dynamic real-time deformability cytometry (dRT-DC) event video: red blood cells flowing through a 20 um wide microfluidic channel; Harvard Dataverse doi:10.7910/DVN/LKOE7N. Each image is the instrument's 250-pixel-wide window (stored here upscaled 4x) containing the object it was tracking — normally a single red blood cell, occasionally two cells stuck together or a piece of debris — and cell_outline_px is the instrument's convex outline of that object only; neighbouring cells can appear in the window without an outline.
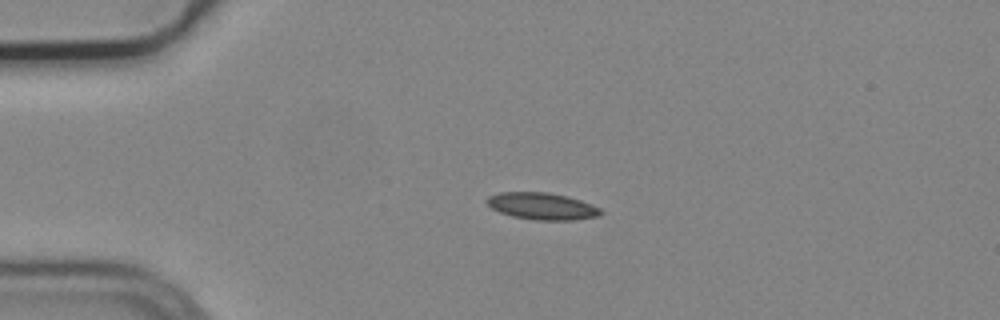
{"species": "common noctule bat (a hibernating species)", "species_latin": "Nyctalus noctula", "temperature_condition": "cold", "stored_images_in_passage": 2, "camera_frame_rate_fps": 3000, "um_per_image_px": 0.085, "animal": {"sex": "male", "body_mass_g": 19.2, "forearm_length_mm": 51.8}, "frame": {"image": 1, "passage_image": 1, "time_ms": 0.0, "image_size_px": [1000, 320], "cell_outline_px": [[604, 212], [600, 216], [572, 220], [536, 220], [512, 216], [500, 212], [492, 208], [484, 200], [488, 196], [500, 192], [548, 192], [568, 196], [580, 200], [600, 208]], "centroid_in_image_um": [46.08, 17.52], "position_along_channel_um": 38.9, "area_um2": 17.92}}